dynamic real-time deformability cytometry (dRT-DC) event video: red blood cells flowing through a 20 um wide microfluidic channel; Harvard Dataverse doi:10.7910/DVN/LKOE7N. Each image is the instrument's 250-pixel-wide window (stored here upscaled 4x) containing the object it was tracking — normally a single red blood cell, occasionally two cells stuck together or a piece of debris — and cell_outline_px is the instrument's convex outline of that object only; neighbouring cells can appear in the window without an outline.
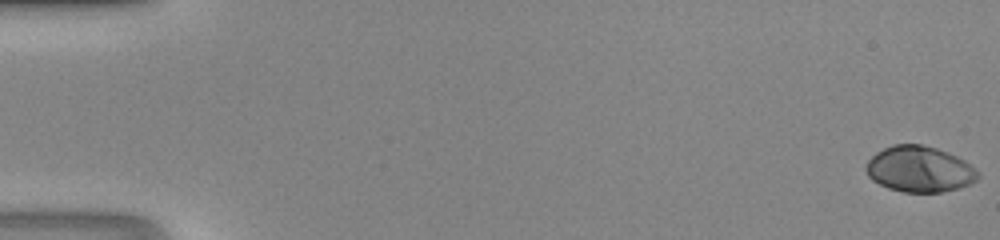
{"species": "human", "species_latin": "Homo sapiens", "temperature_condition": "room temperature", "stored_images_in_passage": 48, "camera_frame_rate_fps": 3000, "um_per_image_px": 0.085, "donor": {"sex": "male"}, "frame": {"image": 1, "passage_image": 1, "time_ms": 0.0, "image_size_px": [1000, 240], "cell_outline_px": [[980, 176], [976, 180], [968, 184], [956, 188], [940, 192], [904, 192], [888, 188], [872, 180], [868, 176], [864, 168], [868, 160], [876, 152], [892, 144], [920, 144], [936, 148], [948, 152], [964, 160]], "centroid_in_image_um": [78.1, 14.37], "position_along_channel_um": 6.9, "area_um2": 29.71}}
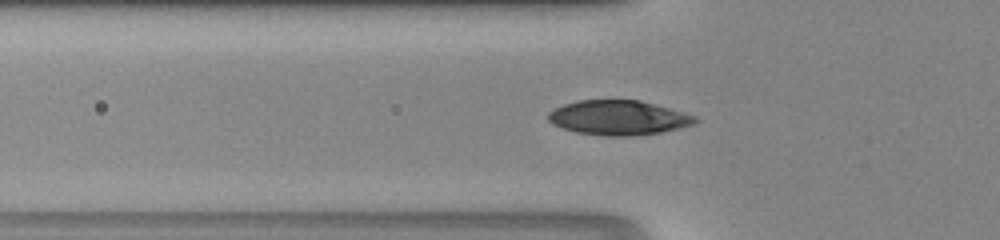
{"frame": {"image": 2, "passage_image": 18, "time_ms": 5.667, "image_size_px": [1000, 240], "cell_outline_px": [[700, 120], [692, 124], [660, 132], [632, 136], [604, 136], [576, 132], [552, 124], [548, 120], [548, 112], [564, 104], [576, 100], [640, 100], [696, 116]], "centroid_in_image_um": [52.53, 10.0], "position_along_channel_um": 73.3, "area_um2": 29.42}}
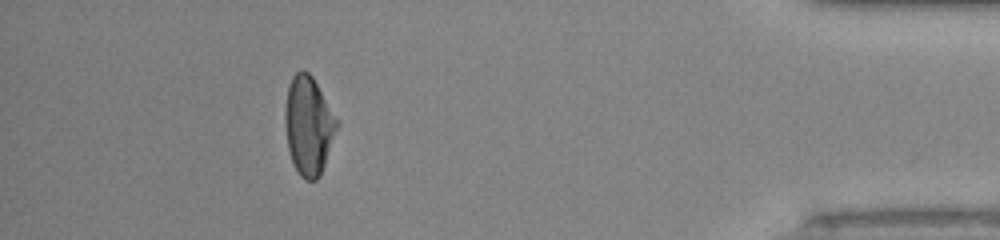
{"frame": {"image": 3, "passage_image": 44, "time_ms": 14.333, "image_size_px": [1000, 240], "cell_outline_px": [[340, 124], [320, 176], [316, 180], [304, 180], [300, 176], [292, 160], [288, 148], [284, 116], [284, 112], [288, 88], [292, 76], [296, 72], [308, 72], [312, 76], [340, 120]], "centroid_in_image_um": [26.26, 10.68], "position_along_channel_um": 408.9, "area_um2": 29.94}}